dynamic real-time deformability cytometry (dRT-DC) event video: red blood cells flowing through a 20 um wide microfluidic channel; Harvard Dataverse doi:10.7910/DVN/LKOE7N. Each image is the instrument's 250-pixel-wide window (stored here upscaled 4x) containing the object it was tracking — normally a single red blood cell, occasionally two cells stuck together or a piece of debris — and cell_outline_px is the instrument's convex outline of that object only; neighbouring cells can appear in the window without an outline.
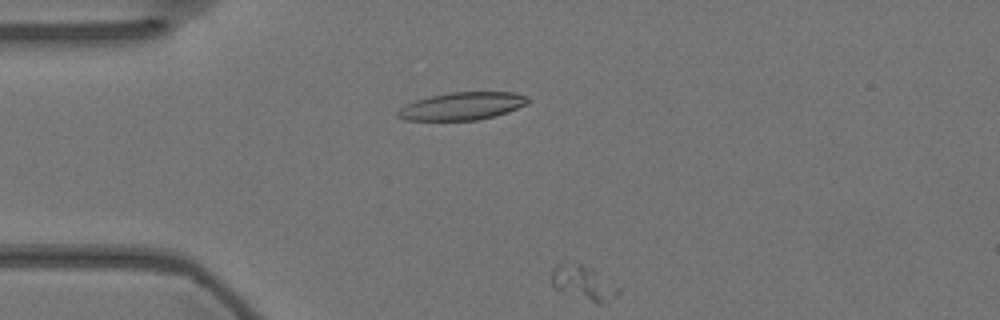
{"species": "Egyptian fruit bat (a non-hibernating species)", "species_latin": "Rousettus aegyptiacus", "temperature_condition": "warm", "stored_images_in_passage": 5, "segment_of_instrument_passage": [2, 2], "camera_frame_rate_fps": 3000, "um_per_image_px": 0.085, "animal": {"sex": "female"}, "frame": {"image": 1, "passage_image": 5, "time_ms": 1.333, "image_size_px": [1000, 320], "cell_outline_px": [[620, 292], [616, 296], [600, 304], [596, 304], [552, 288], [552, 268], [556, 264], [580, 264], [592, 268], [620, 288]], "centroid_in_image_um": [49.58, 24.06], "position_along_channel_um": 35.4, "area_um2": 13.29}}